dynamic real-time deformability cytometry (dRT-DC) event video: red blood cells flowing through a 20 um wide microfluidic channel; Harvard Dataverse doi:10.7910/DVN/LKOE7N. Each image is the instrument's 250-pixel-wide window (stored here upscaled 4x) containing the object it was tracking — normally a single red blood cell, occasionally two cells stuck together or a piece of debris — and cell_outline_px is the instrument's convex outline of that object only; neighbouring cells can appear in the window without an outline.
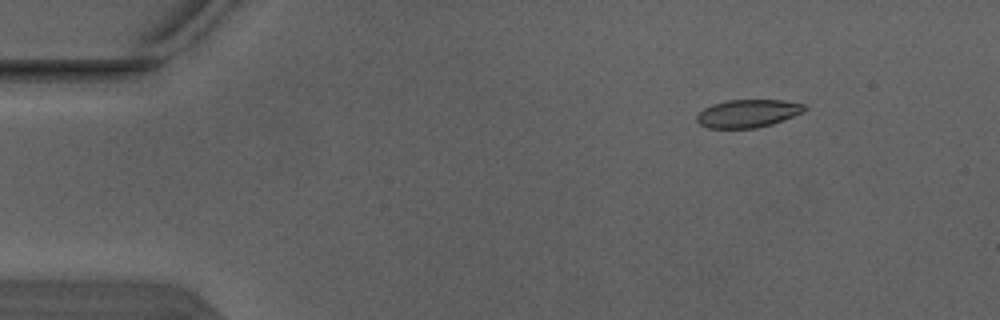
{"species": "Egyptian fruit bat (a non-hibernating species)", "species_latin": "Rousettus aegyptiacus", "temperature_condition": "warm", "stored_images_in_passage": 2, "segment_of_instrument_passage": [2, 2], "camera_frame_rate_fps": 3000, "um_per_image_px": 0.085, "animal": {"sex": "male"}, "frame": {"image": 1, "passage_image": 2, "time_ms": 0.333, "image_size_px": [1000, 320], "cell_outline_px": [[808, 108], [804, 112], [784, 120], [772, 124], [756, 128], [708, 128], [700, 124], [696, 120], [696, 116], [704, 108], [712, 104], [728, 100], [784, 100], [804, 104]], "centroid_in_image_um": [63.59, 9.64], "position_along_channel_um": 21.4, "area_um2": 17.63}}